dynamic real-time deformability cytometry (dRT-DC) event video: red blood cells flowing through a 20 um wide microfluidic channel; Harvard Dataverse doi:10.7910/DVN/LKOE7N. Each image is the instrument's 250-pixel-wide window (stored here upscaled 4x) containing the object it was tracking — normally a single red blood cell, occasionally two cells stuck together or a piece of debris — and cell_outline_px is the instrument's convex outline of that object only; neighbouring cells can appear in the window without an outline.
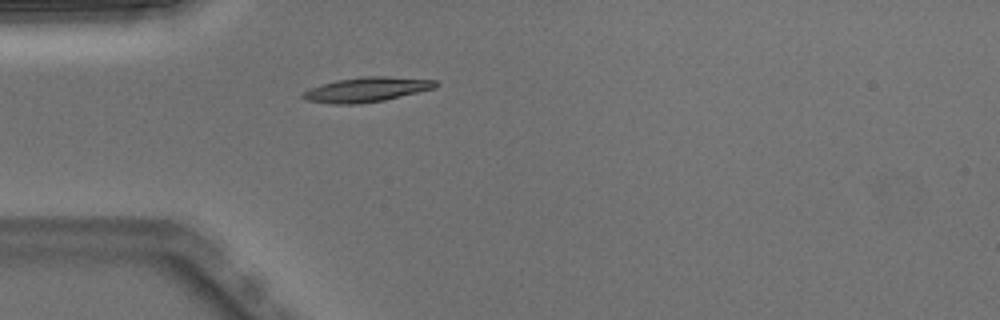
{"species": "Egyptian fruit bat (a non-hibernating species)", "species_latin": "Rousettus aegyptiacus", "temperature_condition": "warm", "stored_images_in_passage": 1, "camera_frame_rate_fps": 3000, "um_per_image_px": 0.085, "animal": {"sex": "male"}, "frame": {"image": 1, "passage_image": 1, "time_ms": 0.0, "image_size_px": [1000, 320], "cell_outline_px": [[440, 84], [436, 88], [384, 100], [356, 104], [332, 104], [308, 100], [300, 96], [308, 88], [336, 80], [364, 76], [388, 76], [436, 80]], "centroid_in_image_um": [31.19, 7.6], "position_along_channel_um": 53.8, "area_um2": 19.13}}